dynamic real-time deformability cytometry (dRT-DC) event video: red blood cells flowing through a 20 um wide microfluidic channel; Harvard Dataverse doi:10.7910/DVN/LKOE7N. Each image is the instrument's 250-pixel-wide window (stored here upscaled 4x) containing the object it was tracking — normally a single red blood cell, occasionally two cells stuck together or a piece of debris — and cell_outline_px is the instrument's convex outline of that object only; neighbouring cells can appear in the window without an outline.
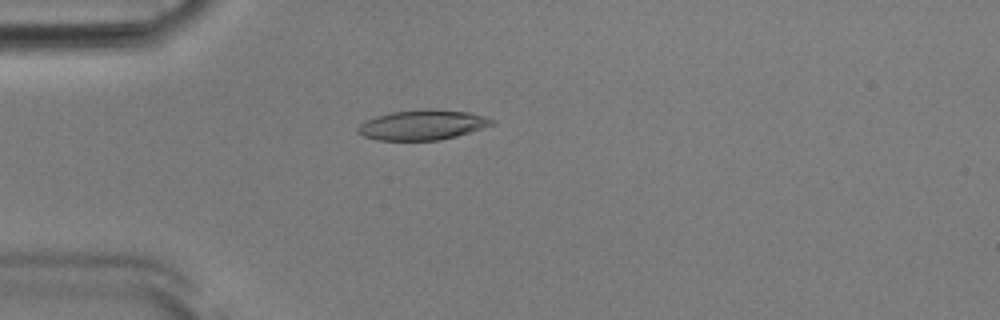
{"species": "Egyptian fruit bat (a non-hibernating species)", "species_latin": "Rousettus aegyptiacus", "temperature_condition": "room temperature", "stored_images_in_passage": 53, "camera_frame_rate_fps": 3000, "um_per_image_px": 0.085, "animal": {"sex": "male"}, "frame": {"image": 1, "passage_image": 15, "time_ms": 4.667, "image_size_px": [1000, 320], "cell_outline_px": [[496, 124], [456, 136], [440, 140], [376, 140], [364, 136], [356, 132], [356, 128], [364, 120], [376, 116], [392, 112], [428, 108], [436, 108], [472, 112], [496, 120]], "centroid_in_image_um": [35.93, 10.6], "position_along_channel_um": 49.1, "area_um2": 23.81}}
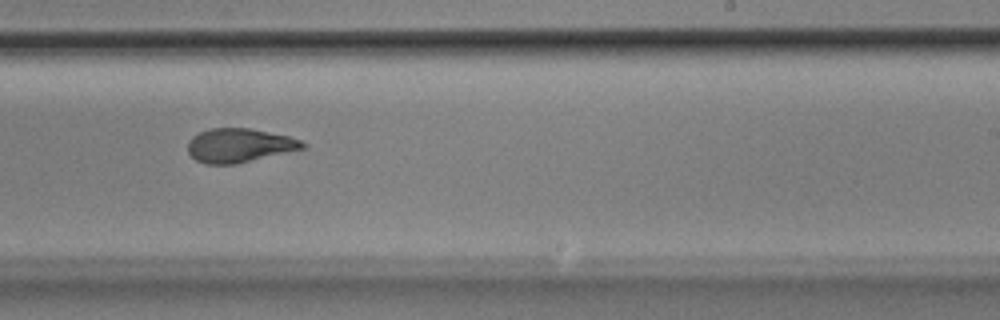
{"frame": {"image": 2, "passage_image": 33, "time_ms": 10.667, "image_size_px": [1000, 320], "cell_outline_px": [[308, 148], [236, 164], [208, 164], [196, 160], [188, 152], [188, 140], [192, 136], [208, 128], [248, 128], [288, 136], [300, 140], [308, 144]], "centroid_in_image_um": [20.37, 12.36], "position_along_channel_um": 268.6, "area_um2": 22.83}}
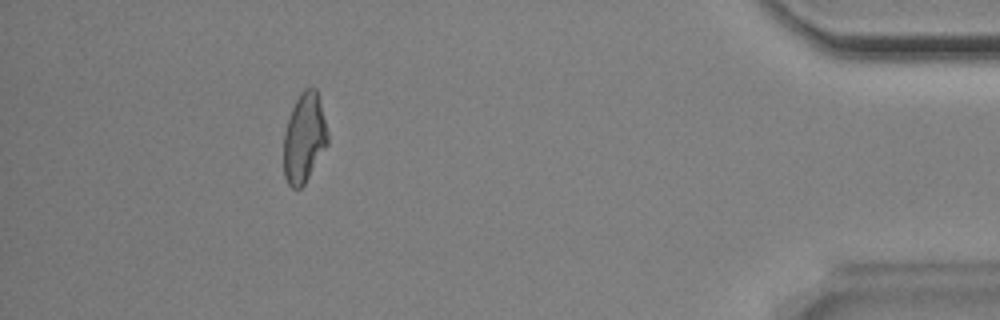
{"frame": {"image": 3, "passage_image": 48, "time_ms": 15.667, "image_size_px": [1000, 320], "cell_outline_px": [[328, 144], [304, 184], [300, 188], [292, 188], [288, 184], [284, 176], [284, 132], [292, 108], [300, 92], [304, 88], [316, 88], [320, 100], [328, 132]], "centroid_in_image_um": [25.86, 11.71], "position_along_channel_um": 409.3, "area_um2": 22.89}, "authors_computed_cell_mechanics": {"area_um2": 23.1778, "velocity_mm_per_s": 3.8928, "shape_relaxation_time_tau1_ms": 7.0614, "shape_relaxation_time_tau2_ms": 1.6855, "deformation_change_tau1": 0.2169, "deformation_change_tau2": 0.0871}}